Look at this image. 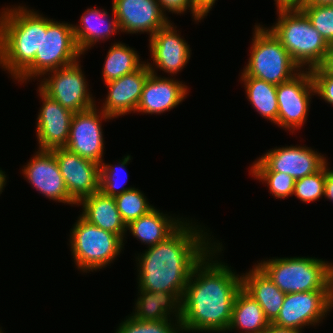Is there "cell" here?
Masks as SVG:
<instances>
[{
    "label": "cell",
    "mask_w": 333,
    "mask_h": 333,
    "mask_svg": "<svg viewBox=\"0 0 333 333\" xmlns=\"http://www.w3.org/2000/svg\"><path fill=\"white\" fill-rule=\"evenodd\" d=\"M223 248L218 242L190 275L181 300L183 332L228 333L234 300L242 282L241 275L231 266L217 260Z\"/></svg>",
    "instance_id": "cell-1"
},
{
    "label": "cell",
    "mask_w": 333,
    "mask_h": 333,
    "mask_svg": "<svg viewBox=\"0 0 333 333\" xmlns=\"http://www.w3.org/2000/svg\"><path fill=\"white\" fill-rule=\"evenodd\" d=\"M185 221L164 241L135 258L138 288L173 293L182 300L194 267L218 244L201 225ZM206 231V232H205ZM210 234V235H209ZM213 242V243H212Z\"/></svg>",
    "instance_id": "cell-2"
},
{
    "label": "cell",
    "mask_w": 333,
    "mask_h": 333,
    "mask_svg": "<svg viewBox=\"0 0 333 333\" xmlns=\"http://www.w3.org/2000/svg\"><path fill=\"white\" fill-rule=\"evenodd\" d=\"M12 7L0 12V66L15 80L40 50L42 15L26 5Z\"/></svg>",
    "instance_id": "cell-3"
},
{
    "label": "cell",
    "mask_w": 333,
    "mask_h": 333,
    "mask_svg": "<svg viewBox=\"0 0 333 333\" xmlns=\"http://www.w3.org/2000/svg\"><path fill=\"white\" fill-rule=\"evenodd\" d=\"M276 12V24L268 29L281 42L293 61L302 70L321 66L329 44L312 26L306 14L301 9H279Z\"/></svg>",
    "instance_id": "cell-4"
},
{
    "label": "cell",
    "mask_w": 333,
    "mask_h": 333,
    "mask_svg": "<svg viewBox=\"0 0 333 333\" xmlns=\"http://www.w3.org/2000/svg\"><path fill=\"white\" fill-rule=\"evenodd\" d=\"M285 294L333 290V263L315 257H283L256 264Z\"/></svg>",
    "instance_id": "cell-5"
},
{
    "label": "cell",
    "mask_w": 333,
    "mask_h": 333,
    "mask_svg": "<svg viewBox=\"0 0 333 333\" xmlns=\"http://www.w3.org/2000/svg\"><path fill=\"white\" fill-rule=\"evenodd\" d=\"M73 24L59 22L42 15V42L34 61L15 79L24 84L46 73L70 65L80 59ZM37 77V78H36Z\"/></svg>",
    "instance_id": "cell-6"
},
{
    "label": "cell",
    "mask_w": 333,
    "mask_h": 333,
    "mask_svg": "<svg viewBox=\"0 0 333 333\" xmlns=\"http://www.w3.org/2000/svg\"><path fill=\"white\" fill-rule=\"evenodd\" d=\"M253 32L250 57L241 76H251L279 85L302 70L267 27L255 25Z\"/></svg>",
    "instance_id": "cell-7"
},
{
    "label": "cell",
    "mask_w": 333,
    "mask_h": 333,
    "mask_svg": "<svg viewBox=\"0 0 333 333\" xmlns=\"http://www.w3.org/2000/svg\"><path fill=\"white\" fill-rule=\"evenodd\" d=\"M70 234L71 255L83 273L106 268L119 257L125 245L120 236L89 223L81 215Z\"/></svg>",
    "instance_id": "cell-8"
},
{
    "label": "cell",
    "mask_w": 333,
    "mask_h": 333,
    "mask_svg": "<svg viewBox=\"0 0 333 333\" xmlns=\"http://www.w3.org/2000/svg\"><path fill=\"white\" fill-rule=\"evenodd\" d=\"M80 61L46 73L38 86L45 94L73 113L83 112L96 106L88 88ZM50 75V76H49ZM43 80V81H42Z\"/></svg>",
    "instance_id": "cell-9"
},
{
    "label": "cell",
    "mask_w": 333,
    "mask_h": 333,
    "mask_svg": "<svg viewBox=\"0 0 333 333\" xmlns=\"http://www.w3.org/2000/svg\"><path fill=\"white\" fill-rule=\"evenodd\" d=\"M333 308V290L296 292L285 295L279 315L271 323L302 332L306 326H316Z\"/></svg>",
    "instance_id": "cell-10"
},
{
    "label": "cell",
    "mask_w": 333,
    "mask_h": 333,
    "mask_svg": "<svg viewBox=\"0 0 333 333\" xmlns=\"http://www.w3.org/2000/svg\"><path fill=\"white\" fill-rule=\"evenodd\" d=\"M277 124L293 134L308 118L315 87L310 70H301L292 79L277 85ZM293 129V130H292Z\"/></svg>",
    "instance_id": "cell-11"
},
{
    "label": "cell",
    "mask_w": 333,
    "mask_h": 333,
    "mask_svg": "<svg viewBox=\"0 0 333 333\" xmlns=\"http://www.w3.org/2000/svg\"><path fill=\"white\" fill-rule=\"evenodd\" d=\"M328 160L307 146H285L268 150L256 159L250 171H275L289 174L294 180L319 171Z\"/></svg>",
    "instance_id": "cell-12"
},
{
    "label": "cell",
    "mask_w": 333,
    "mask_h": 333,
    "mask_svg": "<svg viewBox=\"0 0 333 333\" xmlns=\"http://www.w3.org/2000/svg\"><path fill=\"white\" fill-rule=\"evenodd\" d=\"M113 120L97 107L74 113L70 125L69 139L65 146L80 157L91 160L97 164L104 158V135L102 120Z\"/></svg>",
    "instance_id": "cell-13"
},
{
    "label": "cell",
    "mask_w": 333,
    "mask_h": 333,
    "mask_svg": "<svg viewBox=\"0 0 333 333\" xmlns=\"http://www.w3.org/2000/svg\"><path fill=\"white\" fill-rule=\"evenodd\" d=\"M55 155L70 198L76 205L100 191V164L80 157L67 148L51 150Z\"/></svg>",
    "instance_id": "cell-14"
},
{
    "label": "cell",
    "mask_w": 333,
    "mask_h": 333,
    "mask_svg": "<svg viewBox=\"0 0 333 333\" xmlns=\"http://www.w3.org/2000/svg\"><path fill=\"white\" fill-rule=\"evenodd\" d=\"M171 22L149 38V49L153 59V66L149 62H146V64L151 73L155 75H158L156 71L158 68L165 73H170L169 75L171 76H175V74L184 69L191 57L190 45L184 38H181V35L176 30L177 27Z\"/></svg>",
    "instance_id": "cell-15"
},
{
    "label": "cell",
    "mask_w": 333,
    "mask_h": 333,
    "mask_svg": "<svg viewBox=\"0 0 333 333\" xmlns=\"http://www.w3.org/2000/svg\"><path fill=\"white\" fill-rule=\"evenodd\" d=\"M23 166L22 174L27 178L40 194L49 200L67 203L71 206L76 203L70 198L61 175L55 155L49 150H39Z\"/></svg>",
    "instance_id": "cell-16"
},
{
    "label": "cell",
    "mask_w": 333,
    "mask_h": 333,
    "mask_svg": "<svg viewBox=\"0 0 333 333\" xmlns=\"http://www.w3.org/2000/svg\"><path fill=\"white\" fill-rule=\"evenodd\" d=\"M113 10L121 32L149 33V38L169 22L157 0H113Z\"/></svg>",
    "instance_id": "cell-17"
},
{
    "label": "cell",
    "mask_w": 333,
    "mask_h": 333,
    "mask_svg": "<svg viewBox=\"0 0 333 333\" xmlns=\"http://www.w3.org/2000/svg\"><path fill=\"white\" fill-rule=\"evenodd\" d=\"M42 107L38 112L36 136L39 150L64 148L69 139L70 125L74 113L62 107L39 87Z\"/></svg>",
    "instance_id": "cell-18"
},
{
    "label": "cell",
    "mask_w": 333,
    "mask_h": 333,
    "mask_svg": "<svg viewBox=\"0 0 333 333\" xmlns=\"http://www.w3.org/2000/svg\"><path fill=\"white\" fill-rule=\"evenodd\" d=\"M151 73L145 63L140 69L105 83L108 94L101 110L113 119L135 113L142 95L145 81Z\"/></svg>",
    "instance_id": "cell-19"
},
{
    "label": "cell",
    "mask_w": 333,
    "mask_h": 333,
    "mask_svg": "<svg viewBox=\"0 0 333 333\" xmlns=\"http://www.w3.org/2000/svg\"><path fill=\"white\" fill-rule=\"evenodd\" d=\"M188 86L175 78L161 77L150 73L144 83L136 112L163 114L176 108L188 94Z\"/></svg>",
    "instance_id": "cell-20"
},
{
    "label": "cell",
    "mask_w": 333,
    "mask_h": 333,
    "mask_svg": "<svg viewBox=\"0 0 333 333\" xmlns=\"http://www.w3.org/2000/svg\"><path fill=\"white\" fill-rule=\"evenodd\" d=\"M113 18H108V12L103 8H87L80 18V24H73L75 41L84 55L97 42L105 41L110 36L120 32L118 21L113 10Z\"/></svg>",
    "instance_id": "cell-21"
},
{
    "label": "cell",
    "mask_w": 333,
    "mask_h": 333,
    "mask_svg": "<svg viewBox=\"0 0 333 333\" xmlns=\"http://www.w3.org/2000/svg\"><path fill=\"white\" fill-rule=\"evenodd\" d=\"M242 289L263 309L265 318L272 323L279 315L285 293L256 265L241 274Z\"/></svg>",
    "instance_id": "cell-22"
},
{
    "label": "cell",
    "mask_w": 333,
    "mask_h": 333,
    "mask_svg": "<svg viewBox=\"0 0 333 333\" xmlns=\"http://www.w3.org/2000/svg\"><path fill=\"white\" fill-rule=\"evenodd\" d=\"M82 206L81 216L89 223L120 236L124 242L127 225L123 221L114 197L106 196L101 191L85 197L78 204Z\"/></svg>",
    "instance_id": "cell-23"
},
{
    "label": "cell",
    "mask_w": 333,
    "mask_h": 333,
    "mask_svg": "<svg viewBox=\"0 0 333 333\" xmlns=\"http://www.w3.org/2000/svg\"><path fill=\"white\" fill-rule=\"evenodd\" d=\"M160 212L155 207L127 225V231L148 247L155 246L170 236L185 220Z\"/></svg>",
    "instance_id": "cell-24"
},
{
    "label": "cell",
    "mask_w": 333,
    "mask_h": 333,
    "mask_svg": "<svg viewBox=\"0 0 333 333\" xmlns=\"http://www.w3.org/2000/svg\"><path fill=\"white\" fill-rule=\"evenodd\" d=\"M138 293L131 317L144 321L170 320L174 317L181 321V301L173 293L145 289H138Z\"/></svg>",
    "instance_id": "cell-25"
},
{
    "label": "cell",
    "mask_w": 333,
    "mask_h": 333,
    "mask_svg": "<svg viewBox=\"0 0 333 333\" xmlns=\"http://www.w3.org/2000/svg\"><path fill=\"white\" fill-rule=\"evenodd\" d=\"M270 322L265 318L263 309L242 288L237 293L227 331L240 330L241 333H263Z\"/></svg>",
    "instance_id": "cell-26"
},
{
    "label": "cell",
    "mask_w": 333,
    "mask_h": 333,
    "mask_svg": "<svg viewBox=\"0 0 333 333\" xmlns=\"http://www.w3.org/2000/svg\"><path fill=\"white\" fill-rule=\"evenodd\" d=\"M248 101L263 118L277 124V85L251 76H240Z\"/></svg>",
    "instance_id": "cell-27"
},
{
    "label": "cell",
    "mask_w": 333,
    "mask_h": 333,
    "mask_svg": "<svg viewBox=\"0 0 333 333\" xmlns=\"http://www.w3.org/2000/svg\"><path fill=\"white\" fill-rule=\"evenodd\" d=\"M140 60V55L133 48L120 41L113 43L107 52L102 69L104 83L140 69L146 63Z\"/></svg>",
    "instance_id": "cell-28"
},
{
    "label": "cell",
    "mask_w": 333,
    "mask_h": 333,
    "mask_svg": "<svg viewBox=\"0 0 333 333\" xmlns=\"http://www.w3.org/2000/svg\"><path fill=\"white\" fill-rule=\"evenodd\" d=\"M114 200L126 225L154 208L142 191L135 187L115 196Z\"/></svg>",
    "instance_id": "cell-29"
},
{
    "label": "cell",
    "mask_w": 333,
    "mask_h": 333,
    "mask_svg": "<svg viewBox=\"0 0 333 333\" xmlns=\"http://www.w3.org/2000/svg\"><path fill=\"white\" fill-rule=\"evenodd\" d=\"M131 156H124L122 160L118 162V165L105 164L104 162L100 165V191L106 195L115 197L123 192L133 189L134 187H123L125 185L124 180L120 178V174L125 172V179L128 177L127 170L125 167L129 164ZM120 175V176H119ZM121 180H119V179ZM127 180V179H126ZM122 187V188H121ZM121 188V189H120Z\"/></svg>",
    "instance_id": "cell-30"
},
{
    "label": "cell",
    "mask_w": 333,
    "mask_h": 333,
    "mask_svg": "<svg viewBox=\"0 0 333 333\" xmlns=\"http://www.w3.org/2000/svg\"><path fill=\"white\" fill-rule=\"evenodd\" d=\"M115 333H183V329L178 320L144 321L129 315L119 324Z\"/></svg>",
    "instance_id": "cell-31"
},
{
    "label": "cell",
    "mask_w": 333,
    "mask_h": 333,
    "mask_svg": "<svg viewBox=\"0 0 333 333\" xmlns=\"http://www.w3.org/2000/svg\"><path fill=\"white\" fill-rule=\"evenodd\" d=\"M326 164L316 173L295 180L292 196L304 203L314 202L324 196Z\"/></svg>",
    "instance_id": "cell-32"
},
{
    "label": "cell",
    "mask_w": 333,
    "mask_h": 333,
    "mask_svg": "<svg viewBox=\"0 0 333 333\" xmlns=\"http://www.w3.org/2000/svg\"><path fill=\"white\" fill-rule=\"evenodd\" d=\"M311 21L312 26L330 45L333 43V6L310 5L306 2L300 8Z\"/></svg>",
    "instance_id": "cell-33"
},
{
    "label": "cell",
    "mask_w": 333,
    "mask_h": 333,
    "mask_svg": "<svg viewBox=\"0 0 333 333\" xmlns=\"http://www.w3.org/2000/svg\"><path fill=\"white\" fill-rule=\"evenodd\" d=\"M250 175L262 183H267L269 192L278 199L292 197L295 180L289 174L275 171H250Z\"/></svg>",
    "instance_id": "cell-34"
},
{
    "label": "cell",
    "mask_w": 333,
    "mask_h": 333,
    "mask_svg": "<svg viewBox=\"0 0 333 333\" xmlns=\"http://www.w3.org/2000/svg\"><path fill=\"white\" fill-rule=\"evenodd\" d=\"M315 95H318L326 103L333 105V75L327 73L321 66L310 70Z\"/></svg>",
    "instance_id": "cell-35"
},
{
    "label": "cell",
    "mask_w": 333,
    "mask_h": 333,
    "mask_svg": "<svg viewBox=\"0 0 333 333\" xmlns=\"http://www.w3.org/2000/svg\"><path fill=\"white\" fill-rule=\"evenodd\" d=\"M162 12L166 15V11L175 14H184L187 9L191 11L195 22H200L207 16L194 2V0H157Z\"/></svg>",
    "instance_id": "cell-36"
},
{
    "label": "cell",
    "mask_w": 333,
    "mask_h": 333,
    "mask_svg": "<svg viewBox=\"0 0 333 333\" xmlns=\"http://www.w3.org/2000/svg\"><path fill=\"white\" fill-rule=\"evenodd\" d=\"M329 163H326V177H325V199H329L333 202V170L328 167Z\"/></svg>",
    "instance_id": "cell-37"
},
{
    "label": "cell",
    "mask_w": 333,
    "mask_h": 333,
    "mask_svg": "<svg viewBox=\"0 0 333 333\" xmlns=\"http://www.w3.org/2000/svg\"><path fill=\"white\" fill-rule=\"evenodd\" d=\"M277 10L279 9H300L307 0H274Z\"/></svg>",
    "instance_id": "cell-38"
},
{
    "label": "cell",
    "mask_w": 333,
    "mask_h": 333,
    "mask_svg": "<svg viewBox=\"0 0 333 333\" xmlns=\"http://www.w3.org/2000/svg\"><path fill=\"white\" fill-rule=\"evenodd\" d=\"M321 67L327 72L333 75V43L329 45L326 58Z\"/></svg>",
    "instance_id": "cell-39"
},
{
    "label": "cell",
    "mask_w": 333,
    "mask_h": 333,
    "mask_svg": "<svg viewBox=\"0 0 333 333\" xmlns=\"http://www.w3.org/2000/svg\"><path fill=\"white\" fill-rule=\"evenodd\" d=\"M263 333H302V332L292 328L278 327L270 323L268 328Z\"/></svg>",
    "instance_id": "cell-40"
},
{
    "label": "cell",
    "mask_w": 333,
    "mask_h": 333,
    "mask_svg": "<svg viewBox=\"0 0 333 333\" xmlns=\"http://www.w3.org/2000/svg\"><path fill=\"white\" fill-rule=\"evenodd\" d=\"M217 0H194L197 6L207 15Z\"/></svg>",
    "instance_id": "cell-41"
},
{
    "label": "cell",
    "mask_w": 333,
    "mask_h": 333,
    "mask_svg": "<svg viewBox=\"0 0 333 333\" xmlns=\"http://www.w3.org/2000/svg\"><path fill=\"white\" fill-rule=\"evenodd\" d=\"M310 5H332L333 0H307Z\"/></svg>",
    "instance_id": "cell-42"
},
{
    "label": "cell",
    "mask_w": 333,
    "mask_h": 333,
    "mask_svg": "<svg viewBox=\"0 0 333 333\" xmlns=\"http://www.w3.org/2000/svg\"><path fill=\"white\" fill-rule=\"evenodd\" d=\"M6 174L5 172L2 171L0 168V194H2L3 189L5 188V185L7 184V179H6Z\"/></svg>",
    "instance_id": "cell-43"
}]
</instances>
